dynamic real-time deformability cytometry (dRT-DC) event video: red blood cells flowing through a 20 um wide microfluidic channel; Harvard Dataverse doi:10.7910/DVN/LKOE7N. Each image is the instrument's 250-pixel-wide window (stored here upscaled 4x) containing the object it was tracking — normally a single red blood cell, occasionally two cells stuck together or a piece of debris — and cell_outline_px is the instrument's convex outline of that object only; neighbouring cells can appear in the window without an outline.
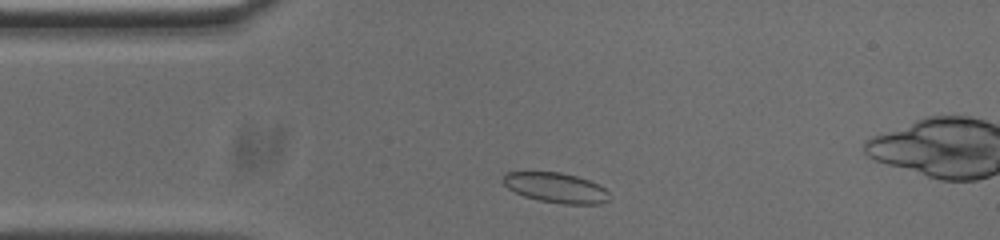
{"species": "common noctule bat (a hibernating species)", "species_latin": "Nyctalus noctula", "temperature_condition": "cold", "stored_images_in_passage": 38, "camera_frame_rate_fps": 3000, "um_per_image_px": 0.085, "animal": {"sex": "male", "body_mass_g": 20.0, "forearm_length_mm": 53.3}, "frame": {"image": 1, "passage_image": 4, "time_ms": 1.0, "image_size_px": [1000, 240], "cell_outline_px": [[608, 200], [600, 204], [564, 204], [540, 200], [524, 196], [508, 188], [500, 180], [504, 172], [560, 172], [576, 176], [600, 184], [608, 192]], "centroid_in_image_um": [47.23, 15.94], "position_along_channel_um": 37.8, "area_um2": 18.61}}
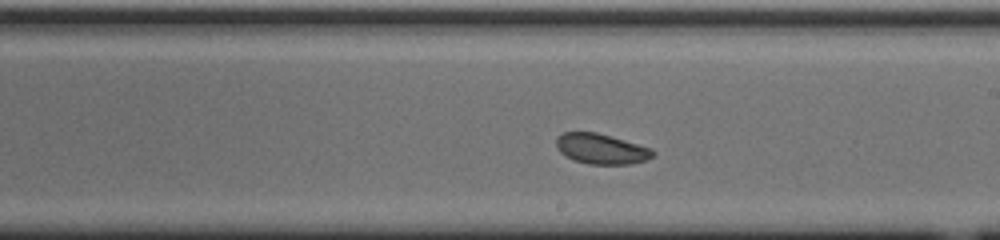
{"frame": {"image": 2, "passage_image": 22, "time_ms": 7.0, "image_size_px": [1000, 240], "cell_outline_px": [[656, 152], [648, 160], [628, 164], [588, 164], [572, 160], [564, 156], [556, 148], [556, 136], [564, 132], [596, 132], [652, 148]], "centroid_in_image_um": [51.08, 12.66], "position_along_channel_um": 237.9, "area_um2": 17.22}}
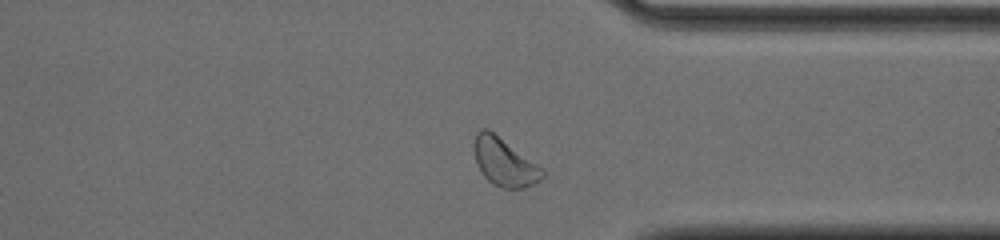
{"frame": {"image": 3, "passage_image": 33, "time_ms": 10.667, "image_size_px": [1000, 240], "cell_outline_px": [[544, 176], [536, 184], [524, 188], [500, 188], [492, 184], [484, 176], [476, 164], [472, 148], [472, 144], [476, 132], [480, 128], [488, 128], [544, 168]], "centroid_in_image_um": [42.85, 13.77], "position_along_channel_um": 368.5, "area_um2": 19.59}, "authors_computed_cell_mechanics": {"area_um2": 17.5712, "velocity_mm_per_s": 3.6802, "shape_relaxation_time_tau1_ms": 5.3324, "shape_relaxation_time_tau2_ms": 2.0741, "deformation_change_tau1": 0.1046, "deformation_change_tau2": 0.0611}}